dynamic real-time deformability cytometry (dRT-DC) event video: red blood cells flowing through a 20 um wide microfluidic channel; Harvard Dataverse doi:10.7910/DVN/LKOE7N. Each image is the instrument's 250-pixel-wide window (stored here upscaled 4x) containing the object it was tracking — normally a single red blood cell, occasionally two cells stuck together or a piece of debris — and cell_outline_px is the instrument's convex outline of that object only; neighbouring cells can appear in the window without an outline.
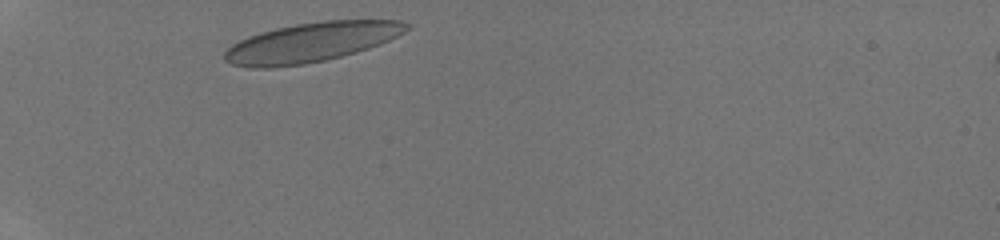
{"species": "human", "species_latin": "Homo sapiens", "temperature_condition": "room temperature", "stored_images_in_passage": 26, "camera_frame_rate_fps": 3000, "um_per_image_px": 0.085, "donor": {"sex": "male"}, "frame": {"image": 1, "passage_image": 1, "time_ms": 0.0, "image_size_px": [1000, 240], "cell_outline_px": [[412, 28], [380, 44], [356, 52], [324, 60], [304, 64], [268, 68], [252, 68], [232, 64], [224, 60], [224, 52], [232, 44], [248, 36], [260, 32], [276, 28], [296, 24], [324, 20], [400, 20], [412, 24]], "centroid_in_image_um": [26.47, 3.59], "position_along_channel_um": 58.5, "area_um2": 41.79}}
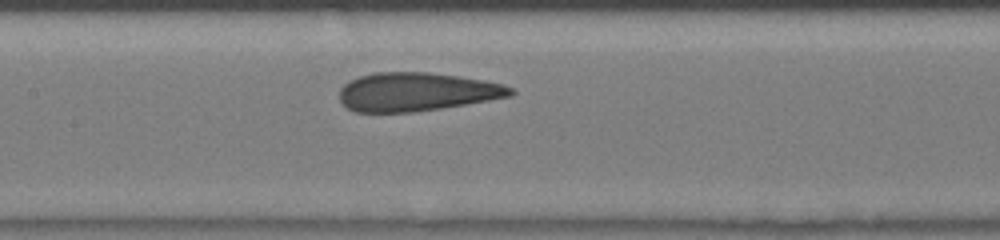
{"frame": {"image": 2, "passage_image": 10, "time_ms": 3.0, "image_size_px": [1000, 240], "cell_outline_px": [[516, 92], [512, 96], [440, 108], [412, 112], [356, 112], [348, 108], [340, 100], [340, 88], [344, 84], [360, 76], [376, 72], [428, 72], [460, 76], [484, 80], [500, 84], [512, 88]], "centroid_in_image_um": [35.41, 7.8], "position_along_channel_um": 172.0, "area_um2": 38.21}}
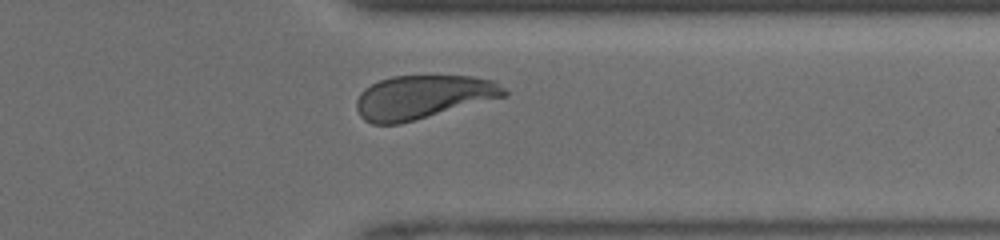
{"frame": {"image": 3, "passage_image": 23, "time_ms": 7.333, "image_size_px": [1000, 240], "cell_outline_px": [[508, 96], [400, 124], [372, 124], [364, 120], [360, 116], [356, 108], [356, 100], [360, 92], [364, 88], [380, 80], [392, 76], [472, 76], [492, 80], [504, 88], [508, 92]], "centroid_in_image_um": [35.94, 8.26], "position_along_channel_um": 375.5, "area_um2": 37.69}}